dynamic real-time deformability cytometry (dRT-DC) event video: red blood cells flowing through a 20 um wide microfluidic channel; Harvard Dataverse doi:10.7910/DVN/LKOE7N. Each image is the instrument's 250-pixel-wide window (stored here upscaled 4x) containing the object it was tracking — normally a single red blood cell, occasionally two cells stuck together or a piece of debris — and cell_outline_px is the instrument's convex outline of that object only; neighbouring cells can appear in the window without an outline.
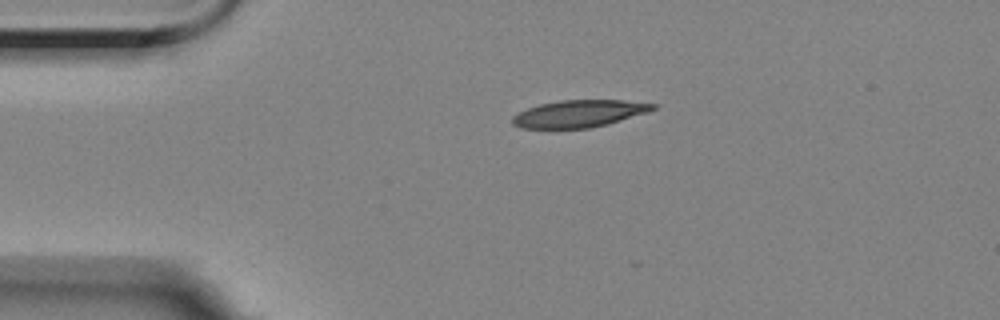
{"species": "Egyptian fruit bat (a non-hibernating species)", "species_latin": "Rousettus aegyptiacus", "temperature_condition": "room temperature", "stored_images_in_passage": 4, "camera_frame_rate_fps": 3000, "um_per_image_px": 0.085, "animal": {"sex": "female"}, "frame": {"image": 1, "passage_image": 1, "time_ms": 0.0, "image_size_px": [1000, 320], "cell_outline_px": [[660, 104], [656, 108], [648, 112], [608, 124], [588, 128], [520, 128], [512, 124], [512, 116], [528, 108], [540, 104], [560, 100], [624, 100]], "centroid_in_image_um": [49.26, 9.65], "position_along_channel_um": 35.7, "area_um2": 22.25}}